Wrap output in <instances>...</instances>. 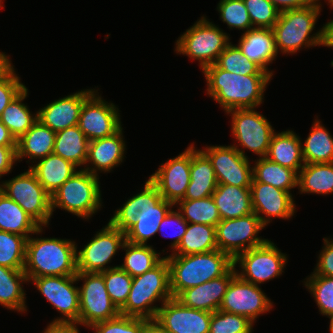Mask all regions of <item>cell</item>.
<instances>
[{
	"instance_id": "cell-1",
	"label": "cell",
	"mask_w": 333,
	"mask_h": 333,
	"mask_svg": "<svg viewBox=\"0 0 333 333\" xmlns=\"http://www.w3.org/2000/svg\"><path fill=\"white\" fill-rule=\"evenodd\" d=\"M142 188L114 211L109 222L125 233L126 241L147 245L174 205L162 198L149 179Z\"/></svg>"
},
{
	"instance_id": "cell-2",
	"label": "cell",
	"mask_w": 333,
	"mask_h": 333,
	"mask_svg": "<svg viewBox=\"0 0 333 333\" xmlns=\"http://www.w3.org/2000/svg\"><path fill=\"white\" fill-rule=\"evenodd\" d=\"M206 94L226 113L238 108H258L272 80L271 74L241 75L220 69L216 64L202 70Z\"/></svg>"
},
{
	"instance_id": "cell-3",
	"label": "cell",
	"mask_w": 333,
	"mask_h": 333,
	"mask_svg": "<svg viewBox=\"0 0 333 333\" xmlns=\"http://www.w3.org/2000/svg\"><path fill=\"white\" fill-rule=\"evenodd\" d=\"M45 228L41 226L27 239L24 272L28 281L36 277L76 275L77 243L66 238L42 237Z\"/></svg>"
},
{
	"instance_id": "cell-4",
	"label": "cell",
	"mask_w": 333,
	"mask_h": 333,
	"mask_svg": "<svg viewBox=\"0 0 333 333\" xmlns=\"http://www.w3.org/2000/svg\"><path fill=\"white\" fill-rule=\"evenodd\" d=\"M322 8V4H315L280 12L272 27L277 53L294 55L304 48L325 46V24L313 32Z\"/></svg>"
},
{
	"instance_id": "cell-5",
	"label": "cell",
	"mask_w": 333,
	"mask_h": 333,
	"mask_svg": "<svg viewBox=\"0 0 333 333\" xmlns=\"http://www.w3.org/2000/svg\"><path fill=\"white\" fill-rule=\"evenodd\" d=\"M165 258L169 264L170 291L174 298L188 288L223 276L233 266V259L218 249Z\"/></svg>"
},
{
	"instance_id": "cell-6",
	"label": "cell",
	"mask_w": 333,
	"mask_h": 333,
	"mask_svg": "<svg viewBox=\"0 0 333 333\" xmlns=\"http://www.w3.org/2000/svg\"><path fill=\"white\" fill-rule=\"evenodd\" d=\"M171 298L169 264L164 258L150 271L133 277L127 301L119 311L121 315L155 319L159 308Z\"/></svg>"
},
{
	"instance_id": "cell-7",
	"label": "cell",
	"mask_w": 333,
	"mask_h": 333,
	"mask_svg": "<svg viewBox=\"0 0 333 333\" xmlns=\"http://www.w3.org/2000/svg\"><path fill=\"white\" fill-rule=\"evenodd\" d=\"M99 178L79 169L51 196L52 214L61 209L89 221L103 206Z\"/></svg>"
},
{
	"instance_id": "cell-8",
	"label": "cell",
	"mask_w": 333,
	"mask_h": 333,
	"mask_svg": "<svg viewBox=\"0 0 333 333\" xmlns=\"http://www.w3.org/2000/svg\"><path fill=\"white\" fill-rule=\"evenodd\" d=\"M230 34L202 15L175 42L174 52L198 61L200 70L215 64L230 43Z\"/></svg>"
},
{
	"instance_id": "cell-9",
	"label": "cell",
	"mask_w": 333,
	"mask_h": 333,
	"mask_svg": "<svg viewBox=\"0 0 333 333\" xmlns=\"http://www.w3.org/2000/svg\"><path fill=\"white\" fill-rule=\"evenodd\" d=\"M256 109L238 108L225 113L231 116L233 141L238 143L232 144V146L244 157H248L246 152H244L245 150H249L259 158L266 157L271 137L276 131L271 122Z\"/></svg>"
},
{
	"instance_id": "cell-10",
	"label": "cell",
	"mask_w": 333,
	"mask_h": 333,
	"mask_svg": "<svg viewBox=\"0 0 333 333\" xmlns=\"http://www.w3.org/2000/svg\"><path fill=\"white\" fill-rule=\"evenodd\" d=\"M0 191L15 201L40 226L48 227L51 217V195L28 168L8 180L0 181Z\"/></svg>"
},
{
	"instance_id": "cell-11",
	"label": "cell",
	"mask_w": 333,
	"mask_h": 333,
	"mask_svg": "<svg viewBox=\"0 0 333 333\" xmlns=\"http://www.w3.org/2000/svg\"><path fill=\"white\" fill-rule=\"evenodd\" d=\"M288 257L268 239L264 244L240 253L233 265L242 280L261 286L284 273Z\"/></svg>"
},
{
	"instance_id": "cell-12",
	"label": "cell",
	"mask_w": 333,
	"mask_h": 333,
	"mask_svg": "<svg viewBox=\"0 0 333 333\" xmlns=\"http://www.w3.org/2000/svg\"><path fill=\"white\" fill-rule=\"evenodd\" d=\"M77 281H83L79 289V324L90 328L93 324L117 317V306L111 301L101 273L78 272Z\"/></svg>"
},
{
	"instance_id": "cell-13",
	"label": "cell",
	"mask_w": 333,
	"mask_h": 333,
	"mask_svg": "<svg viewBox=\"0 0 333 333\" xmlns=\"http://www.w3.org/2000/svg\"><path fill=\"white\" fill-rule=\"evenodd\" d=\"M126 241L125 233L115 228L109 221L80 250L77 247V271L85 273H101L115 268L109 266L118 250Z\"/></svg>"
},
{
	"instance_id": "cell-14",
	"label": "cell",
	"mask_w": 333,
	"mask_h": 333,
	"mask_svg": "<svg viewBox=\"0 0 333 333\" xmlns=\"http://www.w3.org/2000/svg\"><path fill=\"white\" fill-rule=\"evenodd\" d=\"M264 228L266 229L254 212L235 219L221 220L216 225L217 248L234 260L240 253L268 240L258 235Z\"/></svg>"
},
{
	"instance_id": "cell-15",
	"label": "cell",
	"mask_w": 333,
	"mask_h": 333,
	"mask_svg": "<svg viewBox=\"0 0 333 333\" xmlns=\"http://www.w3.org/2000/svg\"><path fill=\"white\" fill-rule=\"evenodd\" d=\"M29 282L60 313L61 316L51 322L79 323V286H76L79 282L76 275L36 277Z\"/></svg>"
},
{
	"instance_id": "cell-16",
	"label": "cell",
	"mask_w": 333,
	"mask_h": 333,
	"mask_svg": "<svg viewBox=\"0 0 333 333\" xmlns=\"http://www.w3.org/2000/svg\"><path fill=\"white\" fill-rule=\"evenodd\" d=\"M96 89L83 103L78 126L89 141L109 137L122 128L120 110Z\"/></svg>"
},
{
	"instance_id": "cell-17",
	"label": "cell",
	"mask_w": 333,
	"mask_h": 333,
	"mask_svg": "<svg viewBox=\"0 0 333 333\" xmlns=\"http://www.w3.org/2000/svg\"><path fill=\"white\" fill-rule=\"evenodd\" d=\"M273 306V301L261 286L246 282L236 275L230 281L219 310L246 316L256 323L259 316L272 311Z\"/></svg>"
},
{
	"instance_id": "cell-18",
	"label": "cell",
	"mask_w": 333,
	"mask_h": 333,
	"mask_svg": "<svg viewBox=\"0 0 333 333\" xmlns=\"http://www.w3.org/2000/svg\"><path fill=\"white\" fill-rule=\"evenodd\" d=\"M211 161L217 184L250 188L253 179L249 157L230 145H209L200 149Z\"/></svg>"
},
{
	"instance_id": "cell-19",
	"label": "cell",
	"mask_w": 333,
	"mask_h": 333,
	"mask_svg": "<svg viewBox=\"0 0 333 333\" xmlns=\"http://www.w3.org/2000/svg\"><path fill=\"white\" fill-rule=\"evenodd\" d=\"M191 144L178 156L166 160L149 176L163 199L174 206L184 199L190 183Z\"/></svg>"
},
{
	"instance_id": "cell-20",
	"label": "cell",
	"mask_w": 333,
	"mask_h": 333,
	"mask_svg": "<svg viewBox=\"0 0 333 333\" xmlns=\"http://www.w3.org/2000/svg\"><path fill=\"white\" fill-rule=\"evenodd\" d=\"M251 205L253 212L266 227L273 218L290 220L296 213L292 193L262 182H251Z\"/></svg>"
},
{
	"instance_id": "cell-21",
	"label": "cell",
	"mask_w": 333,
	"mask_h": 333,
	"mask_svg": "<svg viewBox=\"0 0 333 333\" xmlns=\"http://www.w3.org/2000/svg\"><path fill=\"white\" fill-rule=\"evenodd\" d=\"M211 315L172 297L159 308L155 319L169 333H209Z\"/></svg>"
},
{
	"instance_id": "cell-22",
	"label": "cell",
	"mask_w": 333,
	"mask_h": 333,
	"mask_svg": "<svg viewBox=\"0 0 333 333\" xmlns=\"http://www.w3.org/2000/svg\"><path fill=\"white\" fill-rule=\"evenodd\" d=\"M95 88L78 90L72 94L51 101L37 110V119L55 133L78 125L84 101L96 90Z\"/></svg>"
},
{
	"instance_id": "cell-23",
	"label": "cell",
	"mask_w": 333,
	"mask_h": 333,
	"mask_svg": "<svg viewBox=\"0 0 333 333\" xmlns=\"http://www.w3.org/2000/svg\"><path fill=\"white\" fill-rule=\"evenodd\" d=\"M123 127L115 134L89 141L88 156L84 170L99 177L100 173H110L124 162L127 145Z\"/></svg>"
},
{
	"instance_id": "cell-24",
	"label": "cell",
	"mask_w": 333,
	"mask_h": 333,
	"mask_svg": "<svg viewBox=\"0 0 333 333\" xmlns=\"http://www.w3.org/2000/svg\"><path fill=\"white\" fill-rule=\"evenodd\" d=\"M234 265L218 278L182 291L176 299L184 306L213 313L219 310L230 281L236 276Z\"/></svg>"
},
{
	"instance_id": "cell-25",
	"label": "cell",
	"mask_w": 333,
	"mask_h": 333,
	"mask_svg": "<svg viewBox=\"0 0 333 333\" xmlns=\"http://www.w3.org/2000/svg\"><path fill=\"white\" fill-rule=\"evenodd\" d=\"M242 54L258 64L265 72L274 76V70L268 67L277 59L272 29L254 28L241 33L238 44Z\"/></svg>"
},
{
	"instance_id": "cell-26",
	"label": "cell",
	"mask_w": 333,
	"mask_h": 333,
	"mask_svg": "<svg viewBox=\"0 0 333 333\" xmlns=\"http://www.w3.org/2000/svg\"><path fill=\"white\" fill-rule=\"evenodd\" d=\"M217 179L209 158L191 143L190 183L183 200H198L212 196Z\"/></svg>"
},
{
	"instance_id": "cell-27",
	"label": "cell",
	"mask_w": 333,
	"mask_h": 333,
	"mask_svg": "<svg viewBox=\"0 0 333 333\" xmlns=\"http://www.w3.org/2000/svg\"><path fill=\"white\" fill-rule=\"evenodd\" d=\"M56 133L38 119L32 127L17 140V163L28 158L27 163H35L53 153Z\"/></svg>"
},
{
	"instance_id": "cell-28",
	"label": "cell",
	"mask_w": 333,
	"mask_h": 333,
	"mask_svg": "<svg viewBox=\"0 0 333 333\" xmlns=\"http://www.w3.org/2000/svg\"><path fill=\"white\" fill-rule=\"evenodd\" d=\"M303 140L294 130L274 132L266 157L283 167L292 169L299 173L305 165L302 155Z\"/></svg>"
},
{
	"instance_id": "cell-29",
	"label": "cell",
	"mask_w": 333,
	"mask_h": 333,
	"mask_svg": "<svg viewBox=\"0 0 333 333\" xmlns=\"http://www.w3.org/2000/svg\"><path fill=\"white\" fill-rule=\"evenodd\" d=\"M28 167L51 196L80 169L53 153Z\"/></svg>"
},
{
	"instance_id": "cell-30",
	"label": "cell",
	"mask_w": 333,
	"mask_h": 333,
	"mask_svg": "<svg viewBox=\"0 0 333 333\" xmlns=\"http://www.w3.org/2000/svg\"><path fill=\"white\" fill-rule=\"evenodd\" d=\"M212 198L221 220L235 219L253 213L250 188L217 184Z\"/></svg>"
},
{
	"instance_id": "cell-31",
	"label": "cell",
	"mask_w": 333,
	"mask_h": 333,
	"mask_svg": "<svg viewBox=\"0 0 333 333\" xmlns=\"http://www.w3.org/2000/svg\"><path fill=\"white\" fill-rule=\"evenodd\" d=\"M28 283L24 269H11L0 265V305L7 310L20 314L28 311L26 290L23 284Z\"/></svg>"
},
{
	"instance_id": "cell-32",
	"label": "cell",
	"mask_w": 333,
	"mask_h": 333,
	"mask_svg": "<svg viewBox=\"0 0 333 333\" xmlns=\"http://www.w3.org/2000/svg\"><path fill=\"white\" fill-rule=\"evenodd\" d=\"M89 140L78 125L56 132L53 154L61 156L78 168L84 169Z\"/></svg>"
},
{
	"instance_id": "cell-33",
	"label": "cell",
	"mask_w": 333,
	"mask_h": 333,
	"mask_svg": "<svg viewBox=\"0 0 333 333\" xmlns=\"http://www.w3.org/2000/svg\"><path fill=\"white\" fill-rule=\"evenodd\" d=\"M307 138L302 143L305 164L333 162V136L318 116L312 122Z\"/></svg>"
},
{
	"instance_id": "cell-34",
	"label": "cell",
	"mask_w": 333,
	"mask_h": 333,
	"mask_svg": "<svg viewBox=\"0 0 333 333\" xmlns=\"http://www.w3.org/2000/svg\"><path fill=\"white\" fill-rule=\"evenodd\" d=\"M252 182H262L278 189L292 192L298 188V173L292 169L281 166L267 157L256 158L252 165Z\"/></svg>"
},
{
	"instance_id": "cell-35",
	"label": "cell",
	"mask_w": 333,
	"mask_h": 333,
	"mask_svg": "<svg viewBox=\"0 0 333 333\" xmlns=\"http://www.w3.org/2000/svg\"><path fill=\"white\" fill-rule=\"evenodd\" d=\"M40 227L15 201L0 191V231L28 239Z\"/></svg>"
},
{
	"instance_id": "cell-36",
	"label": "cell",
	"mask_w": 333,
	"mask_h": 333,
	"mask_svg": "<svg viewBox=\"0 0 333 333\" xmlns=\"http://www.w3.org/2000/svg\"><path fill=\"white\" fill-rule=\"evenodd\" d=\"M299 194H333V162L305 164L298 173Z\"/></svg>"
},
{
	"instance_id": "cell-37",
	"label": "cell",
	"mask_w": 333,
	"mask_h": 333,
	"mask_svg": "<svg viewBox=\"0 0 333 333\" xmlns=\"http://www.w3.org/2000/svg\"><path fill=\"white\" fill-rule=\"evenodd\" d=\"M216 227L188 223L186 233L184 234L178 247L166 256H181L205 253L216 250Z\"/></svg>"
},
{
	"instance_id": "cell-38",
	"label": "cell",
	"mask_w": 333,
	"mask_h": 333,
	"mask_svg": "<svg viewBox=\"0 0 333 333\" xmlns=\"http://www.w3.org/2000/svg\"><path fill=\"white\" fill-rule=\"evenodd\" d=\"M123 250L125 251L123 263L118 266L132 277L150 271L165 258L150 244H133L125 241L122 246Z\"/></svg>"
},
{
	"instance_id": "cell-39",
	"label": "cell",
	"mask_w": 333,
	"mask_h": 333,
	"mask_svg": "<svg viewBox=\"0 0 333 333\" xmlns=\"http://www.w3.org/2000/svg\"><path fill=\"white\" fill-rule=\"evenodd\" d=\"M26 87L17 95L3 110L0 117L1 122L9 129L10 133L18 140L37 121V111H30L27 103H23L29 95Z\"/></svg>"
},
{
	"instance_id": "cell-40",
	"label": "cell",
	"mask_w": 333,
	"mask_h": 333,
	"mask_svg": "<svg viewBox=\"0 0 333 333\" xmlns=\"http://www.w3.org/2000/svg\"><path fill=\"white\" fill-rule=\"evenodd\" d=\"M187 223L206 224L216 227L221 221L212 196L198 200H180L174 206Z\"/></svg>"
},
{
	"instance_id": "cell-41",
	"label": "cell",
	"mask_w": 333,
	"mask_h": 333,
	"mask_svg": "<svg viewBox=\"0 0 333 333\" xmlns=\"http://www.w3.org/2000/svg\"><path fill=\"white\" fill-rule=\"evenodd\" d=\"M27 238L0 231V265L11 269H24Z\"/></svg>"
},
{
	"instance_id": "cell-42",
	"label": "cell",
	"mask_w": 333,
	"mask_h": 333,
	"mask_svg": "<svg viewBox=\"0 0 333 333\" xmlns=\"http://www.w3.org/2000/svg\"><path fill=\"white\" fill-rule=\"evenodd\" d=\"M220 69L228 72H234L241 75L269 74L265 72L258 64L250 61L244 56L240 48L230 42L225 50L219 55L216 63Z\"/></svg>"
},
{
	"instance_id": "cell-43",
	"label": "cell",
	"mask_w": 333,
	"mask_h": 333,
	"mask_svg": "<svg viewBox=\"0 0 333 333\" xmlns=\"http://www.w3.org/2000/svg\"><path fill=\"white\" fill-rule=\"evenodd\" d=\"M305 288L311 293L319 309V314L323 316L333 315V277L317 275L311 272L304 281Z\"/></svg>"
},
{
	"instance_id": "cell-44",
	"label": "cell",
	"mask_w": 333,
	"mask_h": 333,
	"mask_svg": "<svg viewBox=\"0 0 333 333\" xmlns=\"http://www.w3.org/2000/svg\"><path fill=\"white\" fill-rule=\"evenodd\" d=\"M219 18L229 29L242 30L243 33L254 29L243 0H220L216 7Z\"/></svg>"
},
{
	"instance_id": "cell-45",
	"label": "cell",
	"mask_w": 333,
	"mask_h": 333,
	"mask_svg": "<svg viewBox=\"0 0 333 333\" xmlns=\"http://www.w3.org/2000/svg\"><path fill=\"white\" fill-rule=\"evenodd\" d=\"M111 301L120 309L127 301L133 277L119 266L101 272Z\"/></svg>"
},
{
	"instance_id": "cell-46",
	"label": "cell",
	"mask_w": 333,
	"mask_h": 333,
	"mask_svg": "<svg viewBox=\"0 0 333 333\" xmlns=\"http://www.w3.org/2000/svg\"><path fill=\"white\" fill-rule=\"evenodd\" d=\"M253 326L246 316L217 310L211 315L209 333H252Z\"/></svg>"
},
{
	"instance_id": "cell-47",
	"label": "cell",
	"mask_w": 333,
	"mask_h": 333,
	"mask_svg": "<svg viewBox=\"0 0 333 333\" xmlns=\"http://www.w3.org/2000/svg\"><path fill=\"white\" fill-rule=\"evenodd\" d=\"M253 28L272 29L280 12L270 0H243Z\"/></svg>"
},
{
	"instance_id": "cell-48",
	"label": "cell",
	"mask_w": 333,
	"mask_h": 333,
	"mask_svg": "<svg viewBox=\"0 0 333 333\" xmlns=\"http://www.w3.org/2000/svg\"><path fill=\"white\" fill-rule=\"evenodd\" d=\"M148 319L119 314L117 317L93 324V333H142Z\"/></svg>"
},
{
	"instance_id": "cell-49",
	"label": "cell",
	"mask_w": 333,
	"mask_h": 333,
	"mask_svg": "<svg viewBox=\"0 0 333 333\" xmlns=\"http://www.w3.org/2000/svg\"><path fill=\"white\" fill-rule=\"evenodd\" d=\"M187 226L188 223L183 219L182 214L178 210H174V207L160 223L158 233H161V236L163 235L164 237L174 238L168 247L172 252L180 244L184 234L186 233ZM169 231L171 232L169 233Z\"/></svg>"
},
{
	"instance_id": "cell-50",
	"label": "cell",
	"mask_w": 333,
	"mask_h": 333,
	"mask_svg": "<svg viewBox=\"0 0 333 333\" xmlns=\"http://www.w3.org/2000/svg\"><path fill=\"white\" fill-rule=\"evenodd\" d=\"M18 75L12 65L0 76V117L5 107L26 88Z\"/></svg>"
},
{
	"instance_id": "cell-51",
	"label": "cell",
	"mask_w": 333,
	"mask_h": 333,
	"mask_svg": "<svg viewBox=\"0 0 333 333\" xmlns=\"http://www.w3.org/2000/svg\"><path fill=\"white\" fill-rule=\"evenodd\" d=\"M313 272L317 275L333 277V238L324 237L322 250Z\"/></svg>"
},
{
	"instance_id": "cell-52",
	"label": "cell",
	"mask_w": 333,
	"mask_h": 333,
	"mask_svg": "<svg viewBox=\"0 0 333 333\" xmlns=\"http://www.w3.org/2000/svg\"><path fill=\"white\" fill-rule=\"evenodd\" d=\"M16 148L17 146H0V180L12 173V169L17 165Z\"/></svg>"
},
{
	"instance_id": "cell-53",
	"label": "cell",
	"mask_w": 333,
	"mask_h": 333,
	"mask_svg": "<svg viewBox=\"0 0 333 333\" xmlns=\"http://www.w3.org/2000/svg\"><path fill=\"white\" fill-rule=\"evenodd\" d=\"M270 1L279 10V12L312 6L315 4H322L320 0H270Z\"/></svg>"
},
{
	"instance_id": "cell-54",
	"label": "cell",
	"mask_w": 333,
	"mask_h": 333,
	"mask_svg": "<svg viewBox=\"0 0 333 333\" xmlns=\"http://www.w3.org/2000/svg\"><path fill=\"white\" fill-rule=\"evenodd\" d=\"M79 323L49 322L42 333H80Z\"/></svg>"
},
{
	"instance_id": "cell-55",
	"label": "cell",
	"mask_w": 333,
	"mask_h": 333,
	"mask_svg": "<svg viewBox=\"0 0 333 333\" xmlns=\"http://www.w3.org/2000/svg\"><path fill=\"white\" fill-rule=\"evenodd\" d=\"M0 146H17V140L0 120Z\"/></svg>"
},
{
	"instance_id": "cell-56",
	"label": "cell",
	"mask_w": 333,
	"mask_h": 333,
	"mask_svg": "<svg viewBox=\"0 0 333 333\" xmlns=\"http://www.w3.org/2000/svg\"><path fill=\"white\" fill-rule=\"evenodd\" d=\"M142 333H169L167 332L156 319H148L143 327Z\"/></svg>"
},
{
	"instance_id": "cell-57",
	"label": "cell",
	"mask_w": 333,
	"mask_h": 333,
	"mask_svg": "<svg viewBox=\"0 0 333 333\" xmlns=\"http://www.w3.org/2000/svg\"><path fill=\"white\" fill-rule=\"evenodd\" d=\"M333 48V19L325 23V46Z\"/></svg>"
},
{
	"instance_id": "cell-58",
	"label": "cell",
	"mask_w": 333,
	"mask_h": 333,
	"mask_svg": "<svg viewBox=\"0 0 333 333\" xmlns=\"http://www.w3.org/2000/svg\"><path fill=\"white\" fill-rule=\"evenodd\" d=\"M10 55L0 51V76H2L13 64Z\"/></svg>"
},
{
	"instance_id": "cell-59",
	"label": "cell",
	"mask_w": 333,
	"mask_h": 333,
	"mask_svg": "<svg viewBox=\"0 0 333 333\" xmlns=\"http://www.w3.org/2000/svg\"><path fill=\"white\" fill-rule=\"evenodd\" d=\"M327 318H329V320H330V323H329V331H330L331 333H333V315H332V316H329V317H327Z\"/></svg>"
},
{
	"instance_id": "cell-60",
	"label": "cell",
	"mask_w": 333,
	"mask_h": 333,
	"mask_svg": "<svg viewBox=\"0 0 333 333\" xmlns=\"http://www.w3.org/2000/svg\"><path fill=\"white\" fill-rule=\"evenodd\" d=\"M322 1V0H321ZM325 1V3H326V1H327V5H330V7L329 8H333V0H324Z\"/></svg>"
},
{
	"instance_id": "cell-61",
	"label": "cell",
	"mask_w": 333,
	"mask_h": 333,
	"mask_svg": "<svg viewBox=\"0 0 333 333\" xmlns=\"http://www.w3.org/2000/svg\"><path fill=\"white\" fill-rule=\"evenodd\" d=\"M2 4H3V0H0V9H2L4 7Z\"/></svg>"
}]
</instances>
